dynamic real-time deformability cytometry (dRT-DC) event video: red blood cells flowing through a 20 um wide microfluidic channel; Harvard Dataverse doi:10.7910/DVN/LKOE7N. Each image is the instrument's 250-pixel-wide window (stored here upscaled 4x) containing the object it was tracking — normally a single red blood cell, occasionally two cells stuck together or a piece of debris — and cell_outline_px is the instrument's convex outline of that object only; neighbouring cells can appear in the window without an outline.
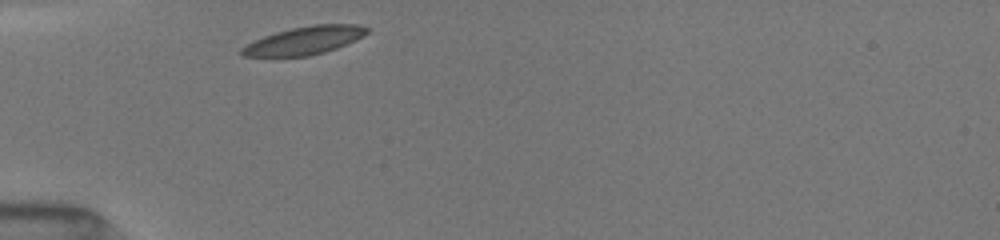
{"species": "common noctule bat (a hibernating species)", "species_latin": "Nyctalus noctula", "temperature_condition": "room temperature", "stored_images_in_passage": 20, "camera_frame_rate_fps": 3000, "um_per_image_px": 0.085, "animal": {"sex": "female", "body_mass_g": 19.5, "forearm_length_mm": 54.1}, "frame": {"image": 1, "passage_image": 1, "time_ms": 0.0, "image_size_px": [1000, 240], "cell_outline_px": [[372, 28], [364, 36], [336, 48], [324, 52], [308, 56], [244, 56], [240, 52], [240, 48], [264, 36], [276, 32], [292, 28], [312, 24], [360, 24]], "centroid_in_image_um": [25.94, 3.42], "position_along_channel_um": 59.1, "area_um2": 20.35}}
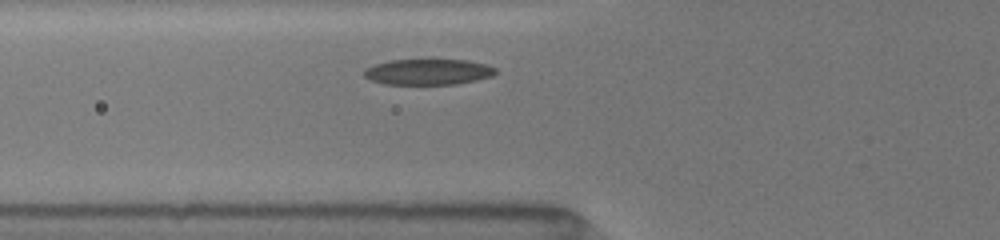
{"frame": {"image": 2, "passage_image": 8, "time_ms": 1.0, "image_size_px": [1000, 240], "cell_outline_px": [[496, 72], [492, 76], [476, 80], [456, 84], [384, 84], [372, 80], [364, 76], [364, 68], [388, 60], [468, 60], [488, 64], [496, 68]], "centroid_in_image_um": [36.41, 6.1], "position_along_channel_um": 89.4, "area_um2": 19.77}}
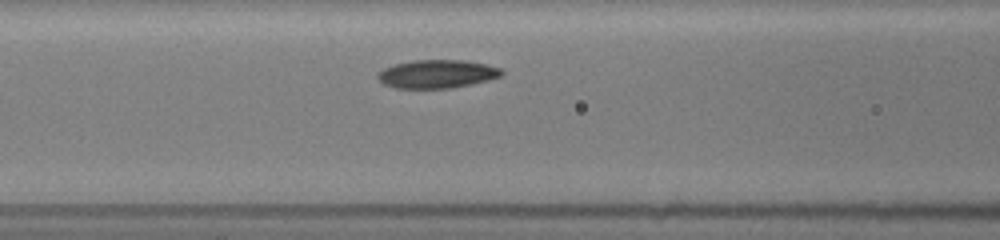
{"frame": {"image": 3, "passage_image": 16, "time_ms": 2.0, "image_size_px": [1000, 240], "cell_outline_px": [[504, 72], [500, 76], [488, 80], [448, 88], [396, 88], [384, 84], [376, 76], [384, 68], [396, 64], [412, 60], [464, 60], [484, 64], [500, 68]], "centroid_in_image_um": [37.13, 6.28], "position_along_channel_um": 129.5, "area_um2": 20.11}}